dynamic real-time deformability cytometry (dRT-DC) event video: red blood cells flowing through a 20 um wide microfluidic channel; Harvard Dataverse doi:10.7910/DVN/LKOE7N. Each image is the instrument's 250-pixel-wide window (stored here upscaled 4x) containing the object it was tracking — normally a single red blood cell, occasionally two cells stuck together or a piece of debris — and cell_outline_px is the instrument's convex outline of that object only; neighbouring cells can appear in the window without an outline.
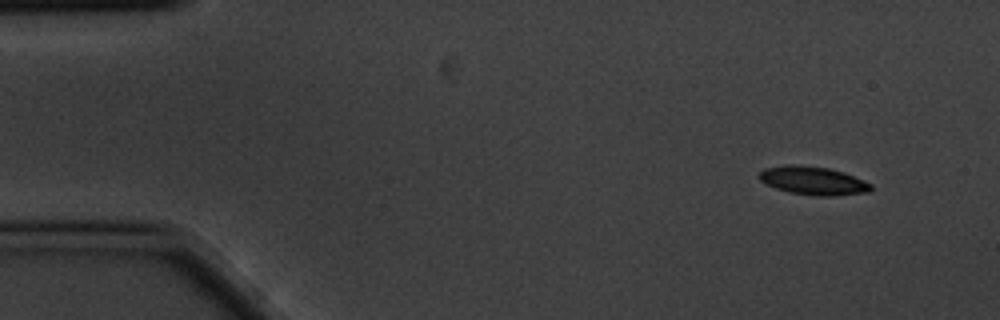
{"species": "common noctule bat (a hibernating species)", "species_latin": "Nyctalus noctula", "temperature_condition": "cold", "stored_images_in_passage": 4, "camera_frame_rate_fps": 3000, "um_per_image_px": 0.085, "animal": {"sex": "male", "body_mass_g": 20.1, "forearm_length_mm": 53.5}, "frame": {"image": 1, "passage_image": 1, "time_ms": 0.0, "image_size_px": [1000, 320], "cell_outline_px": [[872, 188], [868, 192], [832, 196], [816, 196], [792, 192], [776, 188], [760, 180], [756, 176], [764, 168], [784, 164], [800, 164], [828, 168], [844, 172], [872, 184]], "centroid_in_image_um": [69.09, 15.34], "position_along_channel_um": 15.9, "area_um2": 18.5}}
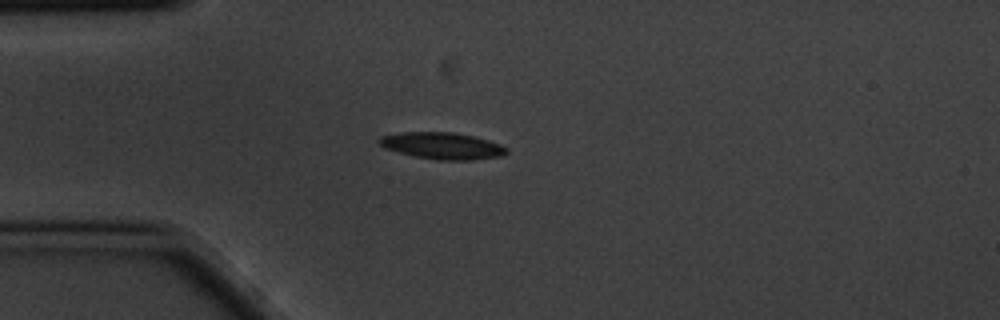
{"frame": {"image": 2, "passage_image": 4, "time_ms": 1.0, "image_size_px": [1000, 320], "cell_outline_px": [[508, 152], [504, 156], [468, 160], [440, 160], [416, 156], [384, 148], [376, 140], [380, 136], [404, 132], [452, 132], [472, 136], [488, 140], [500, 144], [508, 148]], "centroid_in_image_um": [37.61, 12.39], "position_along_channel_um": 47.4, "area_um2": 19.71}}